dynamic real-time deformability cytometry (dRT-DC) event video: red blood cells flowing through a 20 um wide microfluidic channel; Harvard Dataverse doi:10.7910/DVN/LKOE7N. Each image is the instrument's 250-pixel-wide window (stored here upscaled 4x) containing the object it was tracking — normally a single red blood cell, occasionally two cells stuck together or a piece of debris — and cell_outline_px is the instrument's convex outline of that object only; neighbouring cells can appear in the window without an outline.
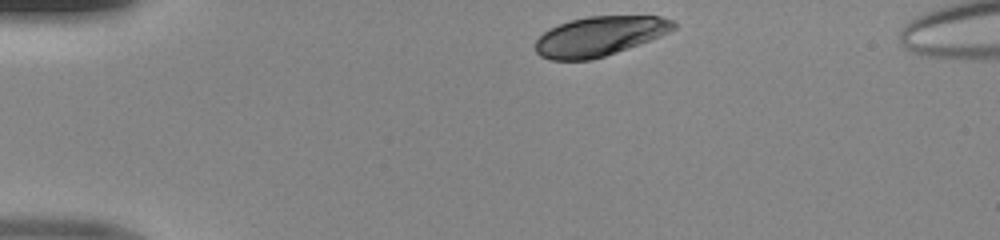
{"species": "human", "species_latin": "Homo sapiens", "temperature_condition": "room temperature", "stored_images_in_passage": 34, "camera_frame_rate_fps": 3000, "um_per_image_px": 0.085, "donor": {"sex": "male"}, "frame": {"image": 1, "passage_image": 1, "time_ms": 0.0, "image_size_px": [1000, 240], "cell_outline_px": [[676, 28], [668, 32], [648, 40], [604, 56], [588, 60], [552, 60], [540, 56], [536, 52], [536, 40], [548, 28], [572, 20], [588, 16], [660, 16], [672, 20], [676, 24]], "centroid_in_image_um": [50.93, 3.07], "position_along_channel_um": 34.1, "area_um2": 31.39}}
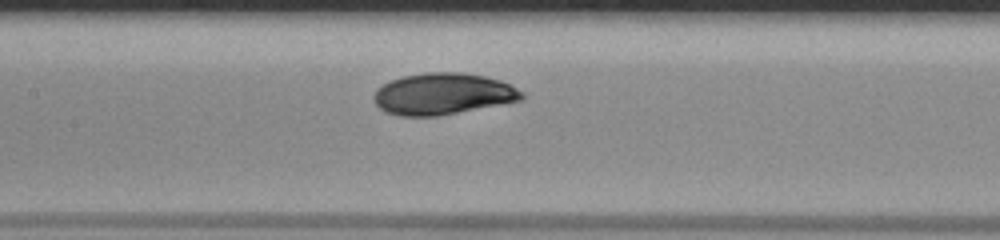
{"frame": {"image": 2, "passage_image": 15, "time_ms": 4.667, "image_size_px": [1000, 240], "cell_outline_px": [[524, 96], [520, 100], [436, 116], [400, 116], [388, 112], [380, 108], [376, 104], [372, 96], [376, 88], [392, 80], [404, 76], [424, 72], [460, 72], [484, 76], [500, 80], [524, 92]], "centroid_in_image_um": [37.61, 7.97], "position_along_channel_um": 169.8, "area_um2": 35.43}}
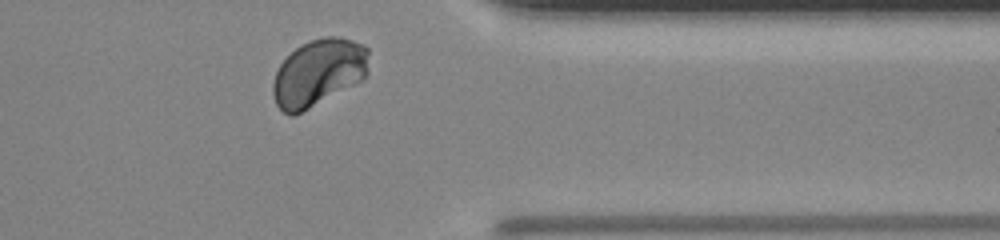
{"frame": {"image": 3, "passage_image": 31, "time_ms": 10.0, "image_size_px": [1000, 240], "cell_outline_px": [[368, 72], [360, 80], [300, 112], [292, 116], [288, 116], [276, 104], [272, 92], [272, 84], [276, 72], [280, 64], [300, 44], [324, 36], [340, 36], [364, 44], [368, 48]], "centroid_in_image_um": [27.06, 6.13], "position_along_channel_um": 384.3, "area_um2": 36.93}}